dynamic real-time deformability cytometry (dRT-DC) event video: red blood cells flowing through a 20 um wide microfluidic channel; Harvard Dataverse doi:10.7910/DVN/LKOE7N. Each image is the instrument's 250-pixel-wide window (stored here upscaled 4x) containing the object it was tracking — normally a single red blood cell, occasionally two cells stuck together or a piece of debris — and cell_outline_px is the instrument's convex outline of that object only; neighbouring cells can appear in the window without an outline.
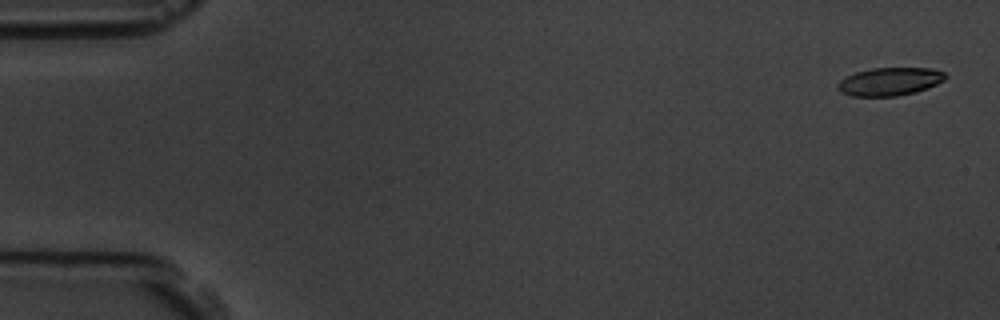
{"species": "common noctule bat (a hibernating species)", "species_latin": "Nyctalus noctula", "temperature_condition": "room temperature", "stored_images_in_passage": 6, "camera_frame_rate_fps": 3000, "um_per_image_px": 0.085, "animal": {"sex": "male", "body_mass_g": 19.5, "forearm_length_mm": 54.6}, "frame": {"image": 1, "passage_image": 1, "time_ms": 0.0, "image_size_px": [1000, 320], "cell_outline_px": [[948, 76], [944, 80], [928, 88], [916, 92], [896, 96], [852, 96], [840, 92], [836, 88], [836, 84], [840, 80], [856, 72], [872, 68], [932, 68], [944, 72]], "centroid_in_image_um": [75.63, 6.93], "position_along_channel_um": 9.4, "area_um2": 17.69}}
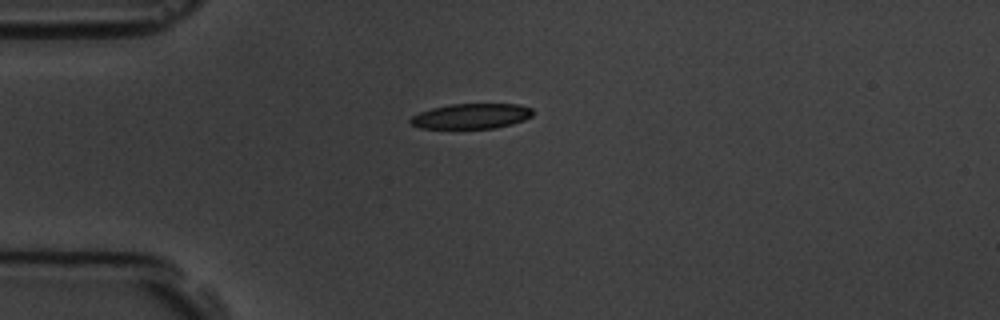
{"frame": {"image": 2, "passage_image": 5, "time_ms": 4.333, "image_size_px": [1000, 320], "cell_outline_px": [[532, 116], [524, 120], [512, 124], [496, 128], [420, 128], [412, 124], [408, 120], [412, 116], [420, 112], [432, 108], [452, 104], [520, 104], [532, 108]], "centroid_in_image_um": [40.08, 9.87], "position_along_channel_um": 44.9, "area_um2": 17.92}}